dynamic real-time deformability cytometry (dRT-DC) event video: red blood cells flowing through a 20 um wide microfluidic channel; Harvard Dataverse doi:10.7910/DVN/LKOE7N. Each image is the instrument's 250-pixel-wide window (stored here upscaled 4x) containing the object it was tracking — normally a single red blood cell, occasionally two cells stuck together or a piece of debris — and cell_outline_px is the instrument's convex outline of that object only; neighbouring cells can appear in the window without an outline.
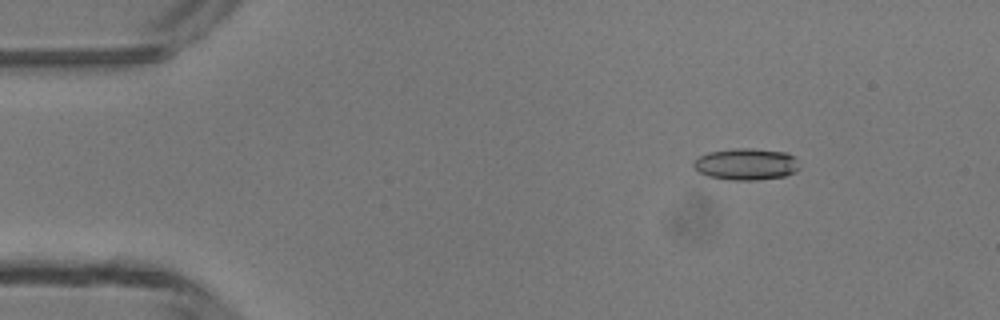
{"species": "common noctule bat (a hibernating species)", "species_latin": "Nyctalus noctula", "temperature_condition": "room temperature", "stored_images_in_passage": 4, "camera_frame_rate_fps": 3000, "um_per_image_px": 0.085, "animal": {"sex": "male", "body_mass_g": 13.3}, "frame": {"image": 1, "passage_image": 1, "time_ms": 0.0, "image_size_px": [1000, 320], "cell_outline_px": [[800, 168], [796, 172], [784, 176], [756, 180], [732, 180], [708, 176], [692, 168], [692, 160], [708, 152], [732, 148], [752, 148], [788, 152], [796, 156]], "centroid_in_image_um": [63.43, 13.94], "position_along_channel_um": 21.6, "area_um2": 19.94}}